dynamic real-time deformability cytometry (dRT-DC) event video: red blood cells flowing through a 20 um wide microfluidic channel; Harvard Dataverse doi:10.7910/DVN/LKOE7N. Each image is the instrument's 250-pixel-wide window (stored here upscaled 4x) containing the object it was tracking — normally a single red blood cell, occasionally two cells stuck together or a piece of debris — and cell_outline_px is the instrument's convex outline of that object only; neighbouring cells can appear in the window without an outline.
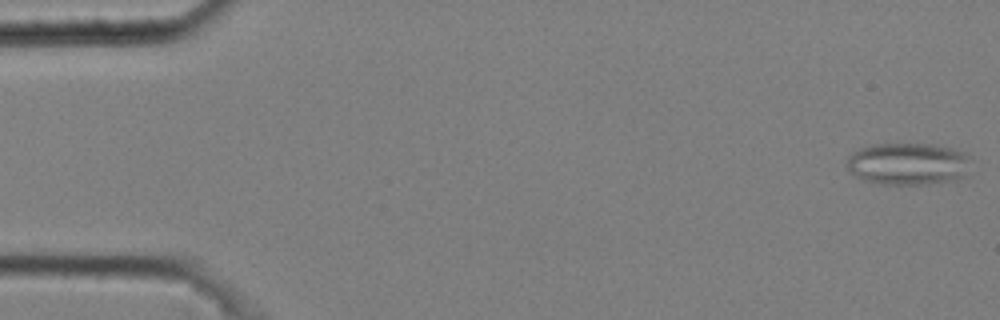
{"species": "common noctule bat (a hibernating species)", "species_latin": "Nyctalus noctula", "temperature_condition": "cold", "stored_images_in_passage": 6, "camera_frame_rate_fps": 3000, "um_per_image_px": 0.085, "animal": {"sex": "male", "body_mass_g": 20.4}, "frame": {"image": 1, "passage_image": 1, "time_ms": 0.0, "image_size_px": [1000, 320], "cell_outline_px": [[968, 156], [964, 176], [956, 180], [924, 184], [880, 184], [864, 180], [856, 176], [848, 168], [848, 156], [852, 152], [860, 148], [872, 144], [936, 144], [968, 152]], "centroid_in_image_um": [77.17, 13.91], "position_along_channel_um": 7.8, "area_um2": 30.35}}